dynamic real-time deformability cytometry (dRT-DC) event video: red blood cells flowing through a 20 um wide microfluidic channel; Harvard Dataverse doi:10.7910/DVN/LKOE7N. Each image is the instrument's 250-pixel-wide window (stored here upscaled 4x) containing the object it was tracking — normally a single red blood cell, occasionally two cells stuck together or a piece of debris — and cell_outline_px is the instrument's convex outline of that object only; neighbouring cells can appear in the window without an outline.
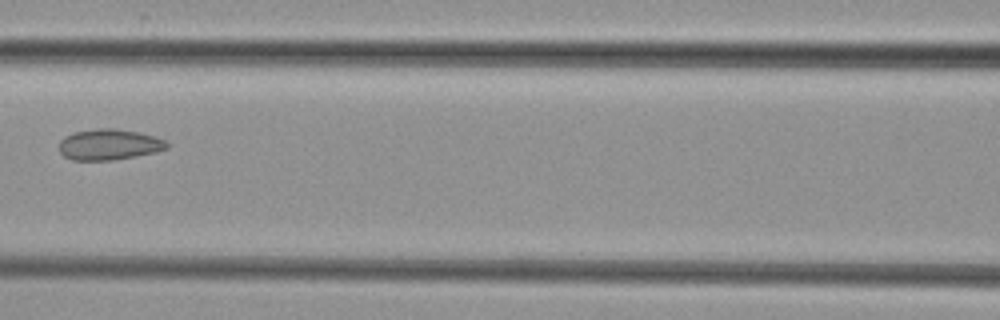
{"species": "common noctule bat (a hibernating species)", "species_latin": "Nyctalus noctula", "temperature_condition": "cold", "stored_images_in_passage": 7, "camera_frame_rate_fps": 3000, "um_per_image_px": 0.085, "animal": {"sex": "female", "body_mass_g": 29.2, "forearm_length_mm": 56.3}, "frame": {"image": 1, "passage_image": 7, "time_ms": 8.0, "image_size_px": [1000, 320], "cell_outline_px": [[168, 148], [156, 152], [136, 156], [112, 160], [72, 160], [64, 156], [60, 152], [60, 140], [64, 136], [72, 132], [96, 128], [116, 128], [140, 132], [164, 140], [168, 144]], "centroid_in_image_um": [9.25, 12.27], "position_along_channel_um": 157.4, "area_um2": 19.48}}